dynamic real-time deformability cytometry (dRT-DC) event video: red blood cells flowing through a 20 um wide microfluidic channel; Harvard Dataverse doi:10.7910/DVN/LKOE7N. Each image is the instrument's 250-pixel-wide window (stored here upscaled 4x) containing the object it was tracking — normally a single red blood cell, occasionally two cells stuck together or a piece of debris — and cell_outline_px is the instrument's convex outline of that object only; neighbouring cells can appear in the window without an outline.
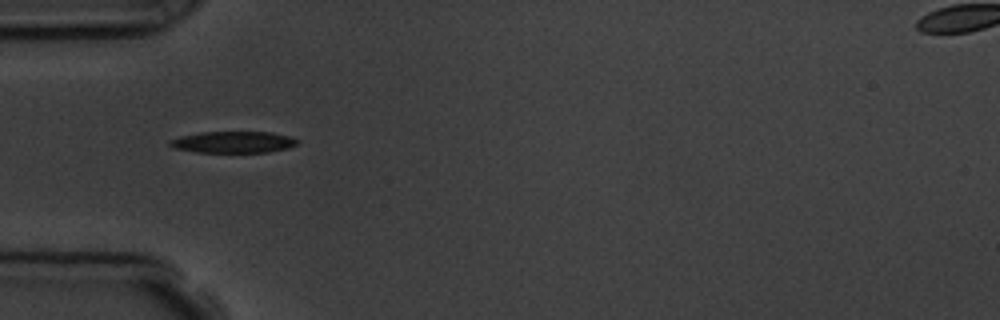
{"species": "common noctule bat (a hibernating species)", "species_latin": "Nyctalus noctula", "temperature_condition": "room temperature", "stored_images_in_passage": 7, "camera_frame_rate_fps": 3000, "um_per_image_px": 0.085, "animal": {"sex": "male", "body_mass_g": 19.5, "forearm_length_mm": 54.6}, "frame": {"image": 1, "passage_image": 5, "time_ms": 4.667, "image_size_px": [1000, 320], "cell_outline_px": [[300, 140], [296, 144], [288, 148], [268, 152], [196, 152], [176, 148], [168, 144], [168, 140], [180, 136], [200, 132], [272, 132], [288, 136]], "centroid_in_image_um": [19.82, 12.07], "position_along_channel_um": 65.2, "area_um2": 15.95}}